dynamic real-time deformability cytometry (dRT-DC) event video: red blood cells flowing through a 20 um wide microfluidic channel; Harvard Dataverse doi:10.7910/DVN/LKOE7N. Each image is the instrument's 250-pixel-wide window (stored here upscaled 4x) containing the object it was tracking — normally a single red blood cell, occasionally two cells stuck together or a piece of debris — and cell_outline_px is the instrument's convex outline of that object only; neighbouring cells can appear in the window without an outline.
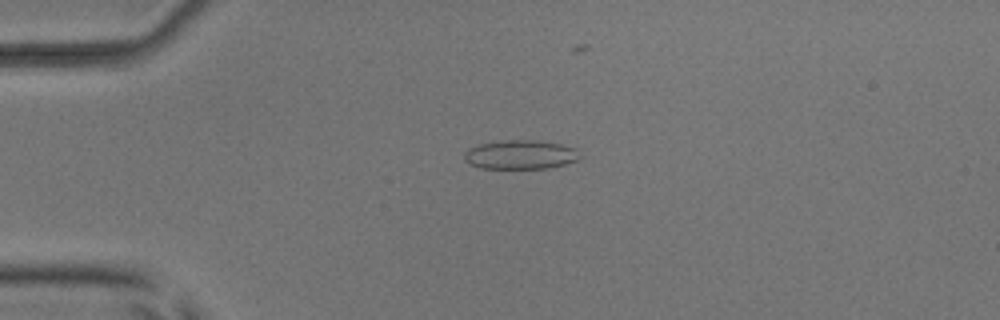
{"species": "common noctule bat (a hibernating species)", "species_latin": "Nyctalus noctula", "temperature_condition": "room temperature", "stored_images_in_passage": 5, "camera_frame_rate_fps": 3000, "um_per_image_px": 0.085, "animal": {"sex": "male", "body_mass_g": 17.9, "forearm_length_mm": 54.2}, "frame": {"image": 1, "passage_image": 1, "time_ms": 0.0, "image_size_px": [1000, 320], "cell_outline_px": [[580, 160], [548, 168], [480, 168], [464, 160], [464, 152], [468, 148], [480, 144], [500, 140], [532, 140], [560, 144], [576, 148], [580, 156]], "centroid_in_image_um": [44.23, 13.14], "position_along_channel_um": 40.8, "area_um2": 19.54}}
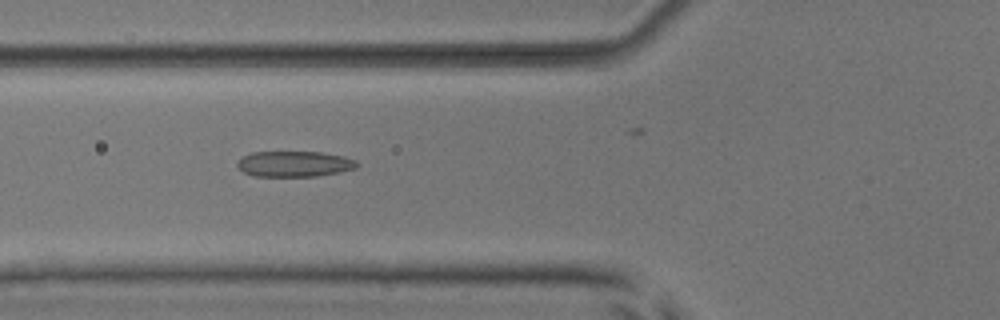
{"frame": {"image": 2, "passage_image": 3, "time_ms": 2.333, "image_size_px": [1000, 320], "cell_outline_px": [[360, 164], [356, 168], [340, 172], [316, 176], [256, 176], [244, 172], [236, 164], [244, 156], [252, 152], [320, 152], [344, 156], [356, 160]], "centroid_in_image_um": [25.07, 13.93], "position_along_channel_um": 100.7, "area_um2": 17.8}}
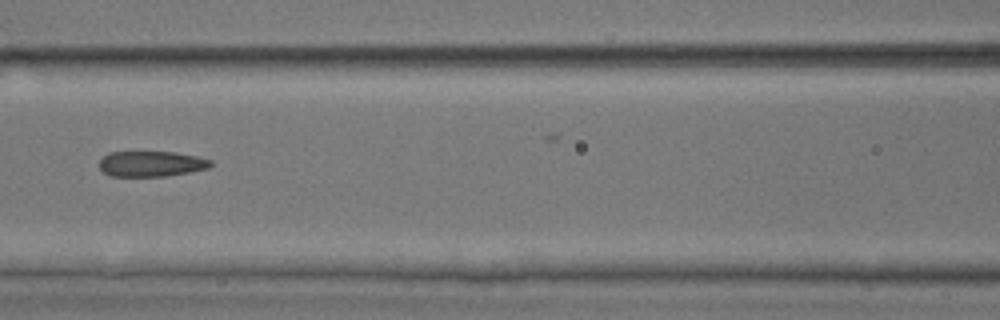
{"frame": {"image": 3, "passage_image": 4, "time_ms": 3.667, "image_size_px": [1000, 320], "cell_outline_px": [[212, 164], [208, 168], [168, 176], [112, 176], [104, 172], [100, 168], [100, 160], [108, 152], [176, 152], [196, 156], [212, 160]], "centroid_in_image_um": [12.87, 13.92], "position_along_channel_um": 153.7, "area_um2": 16.47}}